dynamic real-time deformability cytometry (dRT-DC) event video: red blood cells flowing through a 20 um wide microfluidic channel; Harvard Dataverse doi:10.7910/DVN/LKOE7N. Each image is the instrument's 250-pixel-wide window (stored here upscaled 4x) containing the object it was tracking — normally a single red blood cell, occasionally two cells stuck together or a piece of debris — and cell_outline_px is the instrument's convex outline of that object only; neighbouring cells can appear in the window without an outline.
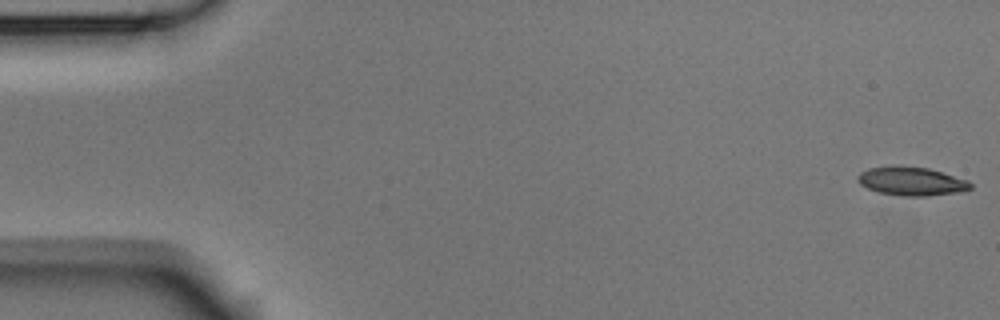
{"species": "Egyptian fruit bat (a non-hibernating species)", "species_latin": "Rousettus aegyptiacus", "temperature_condition": "room temperature", "stored_images_in_passage": 5, "camera_frame_rate_fps": 3000, "um_per_image_px": 0.085, "animal": {"sex": "male"}, "frame": {"image": 1, "passage_image": 1, "time_ms": 0.0, "image_size_px": [1000, 320], "cell_outline_px": [[972, 188], [968, 192], [928, 196], [904, 196], [876, 192], [860, 184], [856, 180], [856, 176], [860, 172], [868, 168], [892, 164], [928, 168], [968, 180], [972, 184]], "centroid_in_image_um": [77.48, 15.4], "position_along_channel_um": 7.5, "area_um2": 19.42}}
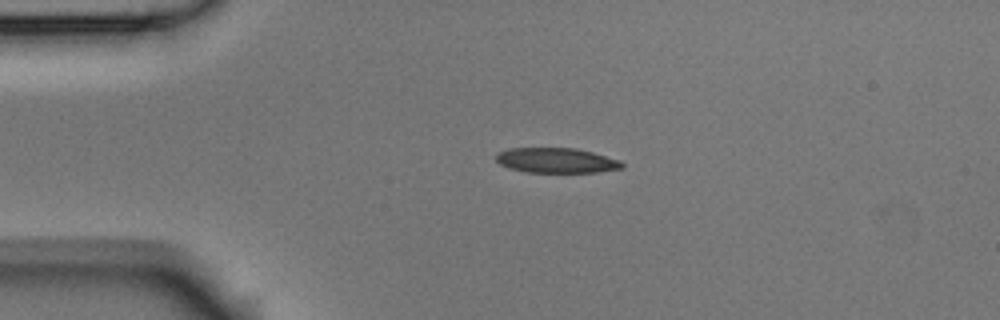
{"frame": {"image": 2, "passage_image": 4, "time_ms": 1.0, "image_size_px": [1000, 320], "cell_outline_px": [[624, 168], [596, 172], [528, 172], [508, 168], [500, 164], [496, 160], [496, 152], [508, 148], [576, 148], [592, 152], [620, 160], [624, 164]], "centroid_in_image_um": [47.27, 13.63], "position_along_channel_um": 37.7, "area_um2": 18.44}}